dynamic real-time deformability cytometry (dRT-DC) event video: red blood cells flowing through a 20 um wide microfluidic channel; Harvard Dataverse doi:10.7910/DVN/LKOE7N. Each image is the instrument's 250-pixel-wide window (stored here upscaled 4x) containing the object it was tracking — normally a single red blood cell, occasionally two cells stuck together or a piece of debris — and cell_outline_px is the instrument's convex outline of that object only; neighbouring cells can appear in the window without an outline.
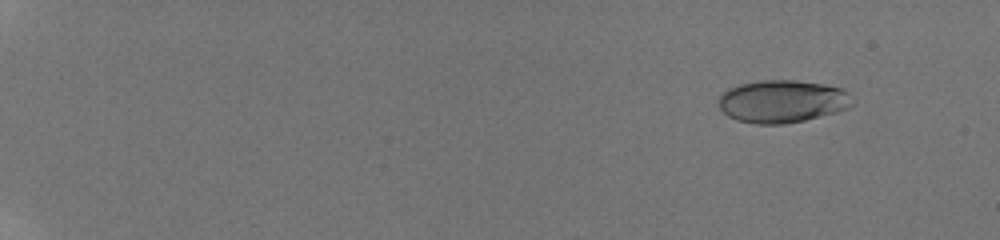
{"species": "human", "species_latin": "Homo sapiens", "temperature_condition": "room temperature", "stored_images_in_passage": 57, "camera_frame_rate_fps": 3000, "um_per_image_px": 0.085, "donor": {"sex": "male"}, "frame": {"image": 1, "passage_image": 7, "time_ms": 2.0, "image_size_px": [1000, 240], "cell_outline_px": [[856, 104], [848, 108], [836, 112], [804, 120], [784, 124], [756, 124], [736, 120], [728, 116], [716, 104], [716, 100], [728, 88], [740, 84], [760, 80], [796, 80], [824, 84], [840, 88], [848, 92], [856, 100]], "centroid_in_image_um": [66.51, 8.61], "position_along_channel_um": 18.5, "area_um2": 33.64}}
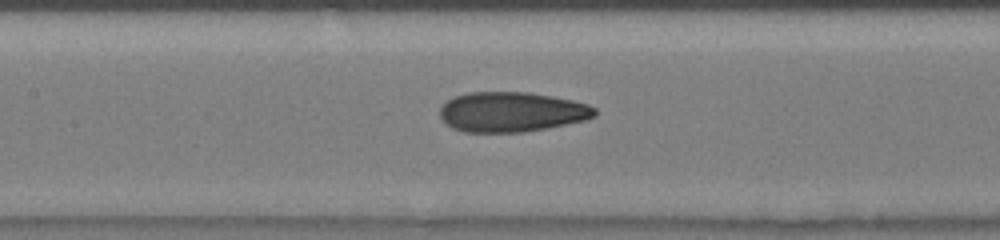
{"frame": {"image": 2, "passage_image": 32, "time_ms": 10.333, "image_size_px": [1000, 240], "cell_outline_px": [[596, 116], [588, 120], [524, 132], [464, 132], [452, 128], [444, 124], [440, 116], [440, 108], [452, 96], [468, 92], [528, 92], [552, 96], [572, 100], [588, 104], [596, 108]], "centroid_in_image_um": [43.48, 9.51], "position_along_channel_um": 163.9, "area_um2": 36.36}}
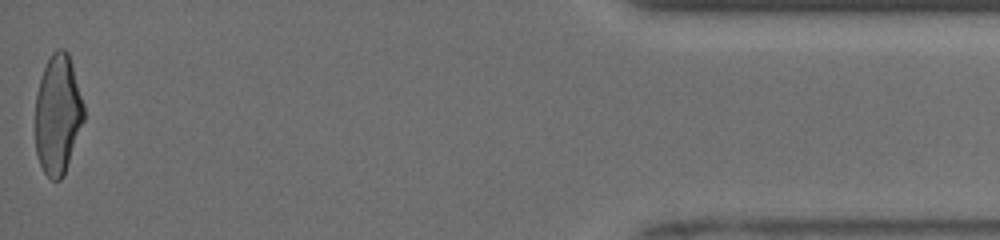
{"frame": {"image": 3, "passage_image": 57, "time_ms": 18.667, "image_size_px": [1000, 240], "cell_outline_px": [[84, 120], [64, 176], [60, 180], [52, 180], [44, 172], [40, 164], [36, 152], [36, 92], [44, 68], [52, 52], [56, 48], [64, 48], [68, 52], [72, 64], [84, 104]], "centroid_in_image_um": [4.92, 9.73], "position_along_channel_um": 430.3, "area_um2": 33.81}, "authors_computed_cell_mechanics": {"area_um2": 34.68, "velocity_mm_per_s": 3.9756, "shape_relaxation_time_tau1_ms": 7.9376, "shape_relaxation_time_tau2_ms": 1.0642, "deformation_change_tau1": 0.2434, "deformation_change_tau2": 0.0797}}